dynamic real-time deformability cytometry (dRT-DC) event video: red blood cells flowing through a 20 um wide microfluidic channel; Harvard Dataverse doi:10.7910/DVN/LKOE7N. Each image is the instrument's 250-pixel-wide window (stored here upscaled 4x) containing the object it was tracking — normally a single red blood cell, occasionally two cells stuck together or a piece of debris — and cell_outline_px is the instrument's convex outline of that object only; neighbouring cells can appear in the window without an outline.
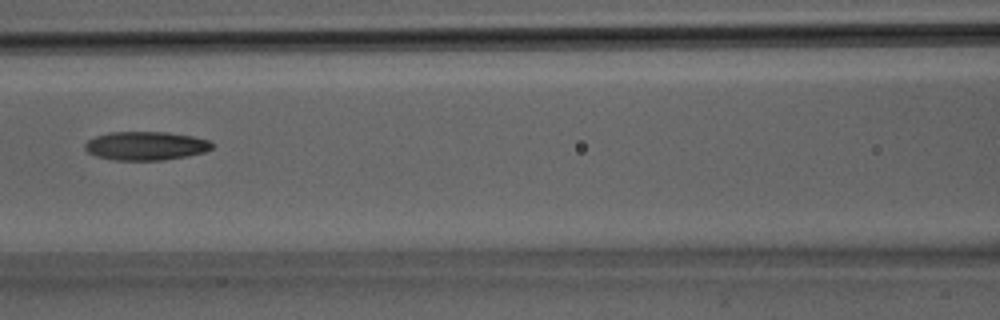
{"species": "Egyptian fruit bat (a non-hibernating species)", "species_latin": "Rousettus aegyptiacus", "temperature_condition": "room temperature", "stored_images_in_passage": 19, "camera_frame_rate_fps": 3000, "um_per_image_px": 0.085, "animal": {"sex": "male"}, "frame": {"image": 1, "passage_image": 14, "time_ms": 4.333, "image_size_px": [1000, 320], "cell_outline_px": [[212, 148], [204, 152], [188, 156], [160, 160], [112, 160], [96, 156], [88, 152], [84, 148], [84, 144], [88, 140], [96, 136], [108, 132], [168, 132], [192, 136], [208, 140], [212, 144]], "centroid_in_image_um": [12.36, 12.39], "position_along_channel_um": 154.2, "area_um2": 21.21}}
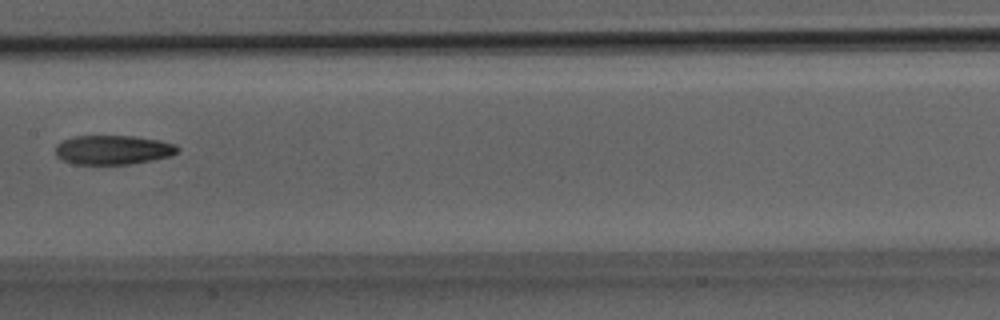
{"frame": {"image": 2, "passage_image": 16, "time_ms": 5.0, "image_size_px": [1000, 320], "cell_outline_px": [[180, 148], [172, 156], [132, 164], [76, 164], [64, 160], [56, 156], [56, 144], [60, 140], [72, 136], [136, 136], [160, 140], [176, 144]], "centroid_in_image_um": [9.61, 12.73], "position_along_channel_um": 197.8, "area_um2": 21.04}}